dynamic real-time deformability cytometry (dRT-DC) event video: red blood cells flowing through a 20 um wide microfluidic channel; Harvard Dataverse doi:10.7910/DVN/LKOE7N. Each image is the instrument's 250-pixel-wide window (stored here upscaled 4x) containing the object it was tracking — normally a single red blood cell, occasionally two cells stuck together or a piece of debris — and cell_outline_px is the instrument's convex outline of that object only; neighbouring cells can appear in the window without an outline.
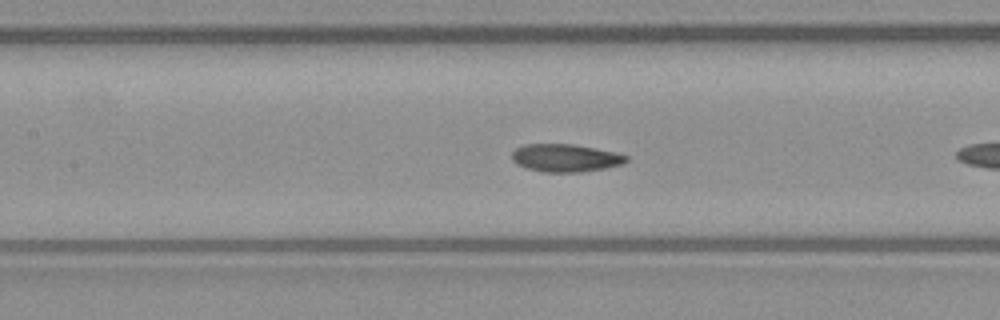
{"species": "common noctule bat (a hibernating species)", "species_latin": "Nyctalus noctula", "temperature_condition": "warm", "stored_images_in_passage": 9, "camera_frame_rate_fps": 3000, "um_per_image_px": 0.085, "animal": {"sex": "male", "body_mass_g": 23.1, "forearm_length_mm": 52.7}, "frame": {"image": 1, "passage_image": 8, "time_ms": 2.333, "image_size_px": [1000, 320], "cell_outline_px": [[628, 160], [624, 164], [604, 168], [580, 172], [544, 172], [528, 168], [516, 164], [512, 160], [512, 152], [516, 148], [524, 144], [572, 144], [596, 148], [616, 152], [628, 156]], "centroid_in_image_um": [48.07, 13.42], "position_along_channel_um": 159.3, "area_um2": 18.55}}